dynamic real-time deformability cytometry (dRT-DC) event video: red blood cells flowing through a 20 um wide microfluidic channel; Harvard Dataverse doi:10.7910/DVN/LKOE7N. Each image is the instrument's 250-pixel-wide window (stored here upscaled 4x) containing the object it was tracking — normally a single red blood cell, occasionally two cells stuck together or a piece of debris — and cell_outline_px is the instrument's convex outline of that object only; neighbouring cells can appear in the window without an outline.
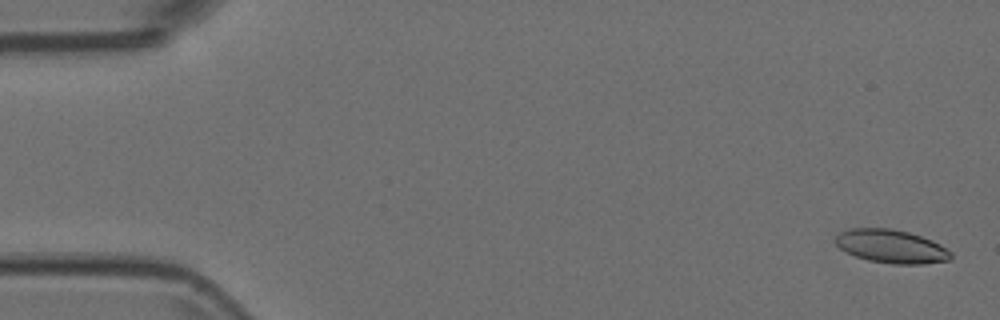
{"species": "Egyptian fruit bat (a non-hibernating species)", "species_latin": "Rousettus aegyptiacus", "temperature_condition": "room temperature", "stored_images_in_passage": 55, "camera_frame_rate_fps": 3000, "um_per_image_px": 0.085, "animal": {"sex": "female"}, "frame": {"image": 1, "passage_image": 2, "time_ms": 0.333, "image_size_px": [1000, 320], "cell_outline_px": [[952, 260], [924, 264], [892, 264], [868, 260], [856, 256], [840, 248], [836, 244], [836, 236], [840, 232], [852, 228], [892, 228], [908, 232], [932, 240], [940, 244], [952, 252]], "centroid_in_image_um": [75.8, 20.95], "position_along_channel_um": 9.2, "area_um2": 22.48}}
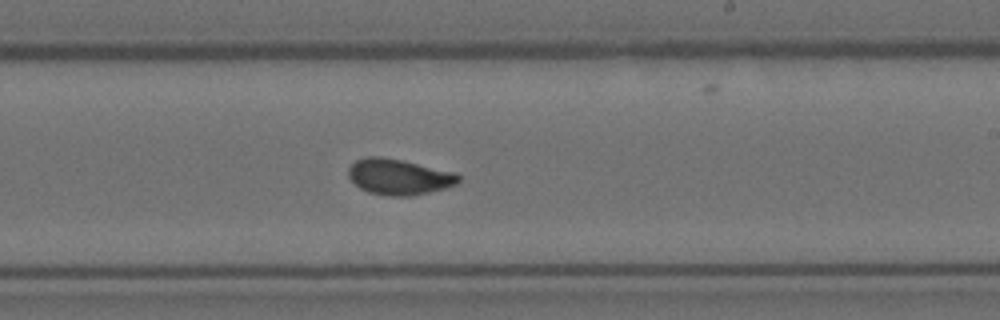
{"frame": {"image": 2, "passage_image": 32, "time_ms": 10.333, "image_size_px": [1000, 320], "cell_outline_px": [[460, 180], [456, 184], [444, 188], [412, 196], [388, 196], [368, 192], [360, 188], [348, 176], [348, 168], [356, 160], [364, 156], [380, 156], [404, 160], [456, 172], [460, 176]], "centroid_in_image_um": [33.91, 15.01], "position_along_channel_um": 255.1, "area_um2": 23.12}}
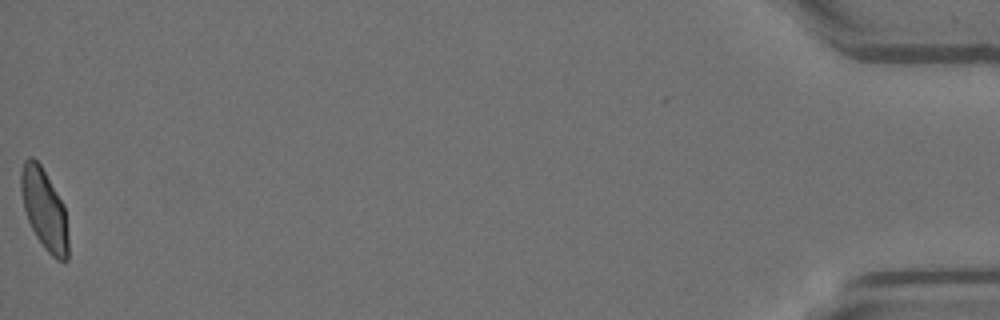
{"frame": {"image": 3, "passage_image": 54, "time_ms": 17.667, "image_size_px": [1000, 320], "cell_outline_px": [[68, 260], [56, 260], [44, 248], [36, 236], [28, 220], [24, 208], [20, 188], [20, 172], [24, 160], [28, 156], [32, 156], [40, 164], [56, 192], [64, 208], [68, 236]], "centroid_in_image_um": [3.74, 17.79], "position_along_channel_um": 431.5, "area_um2": 21.96}}